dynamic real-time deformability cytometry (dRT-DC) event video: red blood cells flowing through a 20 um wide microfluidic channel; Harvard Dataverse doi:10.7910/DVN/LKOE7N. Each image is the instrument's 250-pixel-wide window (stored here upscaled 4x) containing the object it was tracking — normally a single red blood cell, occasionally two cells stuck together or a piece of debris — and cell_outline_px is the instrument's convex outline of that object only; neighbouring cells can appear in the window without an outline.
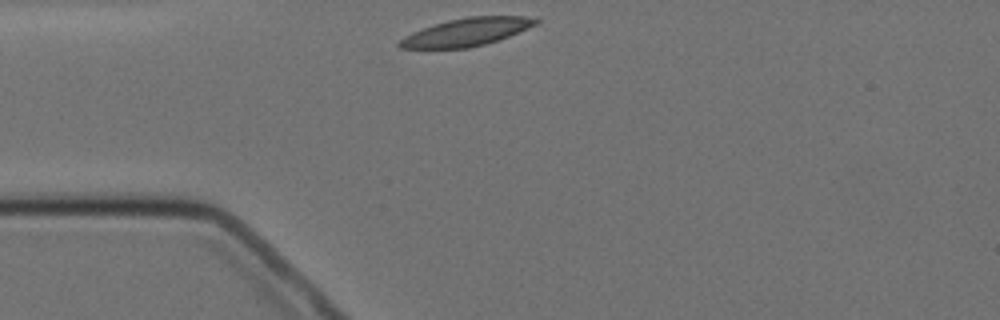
{"species": "Egyptian fruit bat (a non-hibernating species)", "species_latin": "Rousettus aegyptiacus", "temperature_condition": "cold", "stored_images_in_passage": 3, "camera_frame_rate_fps": 3000, "um_per_image_px": 0.085, "animal": {"sex": "female"}, "frame": {"image": 1, "passage_image": 1, "time_ms": 0.0, "image_size_px": [1000, 320], "cell_outline_px": [[540, 20], [536, 24], [508, 36], [484, 44], [468, 48], [400, 48], [396, 44], [404, 36], [412, 32], [448, 20], [468, 16], [524, 16]], "centroid_in_image_um": [39.62, 2.72], "position_along_channel_um": 45.4, "area_um2": 21.68}}
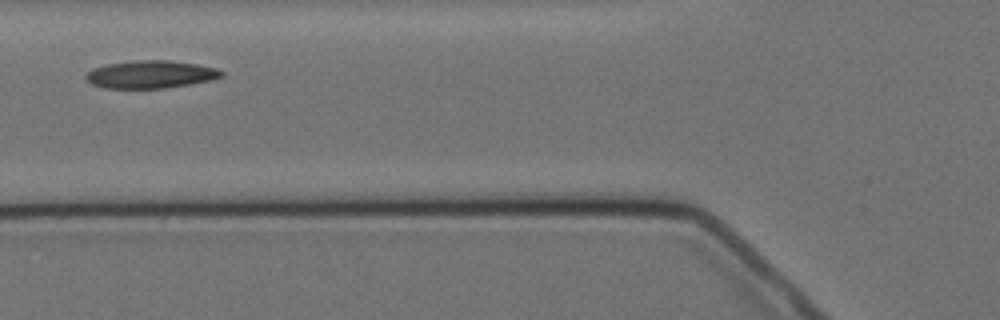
{"frame": {"image": 2, "passage_image": 3, "time_ms": 2.333, "image_size_px": [1000, 320], "cell_outline_px": [[224, 76], [212, 80], [164, 88], [104, 88], [92, 84], [84, 80], [84, 76], [92, 68], [108, 64], [136, 60], [168, 60], [196, 64], [216, 68], [224, 72]], "centroid_in_image_um": [12.78, 6.32], "position_along_channel_um": 113.0, "area_um2": 21.91}}